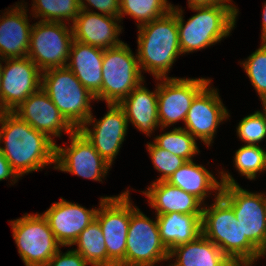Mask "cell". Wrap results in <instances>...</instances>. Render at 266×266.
<instances>
[{
  "label": "cell",
  "mask_w": 266,
  "mask_h": 266,
  "mask_svg": "<svg viewBox=\"0 0 266 266\" xmlns=\"http://www.w3.org/2000/svg\"><path fill=\"white\" fill-rule=\"evenodd\" d=\"M0 145L13 171L22 177L54 163L56 144L14 112H0Z\"/></svg>",
  "instance_id": "6da1fadb"
},
{
  "label": "cell",
  "mask_w": 266,
  "mask_h": 266,
  "mask_svg": "<svg viewBox=\"0 0 266 266\" xmlns=\"http://www.w3.org/2000/svg\"><path fill=\"white\" fill-rule=\"evenodd\" d=\"M176 7L179 44L182 54L212 46L230 35L239 10L232 3L190 7L196 14L184 23L182 8Z\"/></svg>",
  "instance_id": "7a4b0ae2"
},
{
  "label": "cell",
  "mask_w": 266,
  "mask_h": 266,
  "mask_svg": "<svg viewBox=\"0 0 266 266\" xmlns=\"http://www.w3.org/2000/svg\"><path fill=\"white\" fill-rule=\"evenodd\" d=\"M214 203L203 206L202 234L211 240L236 266H252L264 255L247 237H243L233 208L215 194Z\"/></svg>",
  "instance_id": "3957f363"
},
{
  "label": "cell",
  "mask_w": 266,
  "mask_h": 266,
  "mask_svg": "<svg viewBox=\"0 0 266 266\" xmlns=\"http://www.w3.org/2000/svg\"><path fill=\"white\" fill-rule=\"evenodd\" d=\"M138 28L137 59L142 71H148L155 79L168 78L167 73L179 55L176 7L161 18L145 23Z\"/></svg>",
  "instance_id": "277c9868"
},
{
  "label": "cell",
  "mask_w": 266,
  "mask_h": 266,
  "mask_svg": "<svg viewBox=\"0 0 266 266\" xmlns=\"http://www.w3.org/2000/svg\"><path fill=\"white\" fill-rule=\"evenodd\" d=\"M41 88L76 130L92 114L90 103L95 97L67 66L43 71Z\"/></svg>",
  "instance_id": "5b68a950"
},
{
  "label": "cell",
  "mask_w": 266,
  "mask_h": 266,
  "mask_svg": "<svg viewBox=\"0 0 266 266\" xmlns=\"http://www.w3.org/2000/svg\"><path fill=\"white\" fill-rule=\"evenodd\" d=\"M219 173L220 196L233 208L243 237L266 255V195L243 189L226 171Z\"/></svg>",
  "instance_id": "8992f818"
},
{
  "label": "cell",
  "mask_w": 266,
  "mask_h": 266,
  "mask_svg": "<svg viewBox=\"0 0 266 266\" xmlns=\"http://www.w3.org/2000/svg\"><path fill=\"white\" fill-rule=\"evenodd\" d=\"M129 191L118 196L100 198L96 221L104 235L107 248V266H125L126 239L131 214L137 209L130 200Z\"/></svg>",
  "instance_id": "52a82bcc"
},
{
  "label": "cell",
  "mask_w": 266,
  "mask_h": 266,
  "mask_svg": "<svg viewBox=\"0 0 266 266\" xmlns=\"http://www.w3.org/2000/svg\"><path fill=\"white\" fill-rule=\"evenodd\" d=\"M102 101L120 104L141 82L137 55L126 43L104 49L102 61Z\"/></svg>",
  "instance_id": "ba28073f"
},
{
  "label": "cell",
  "mask_w": 266,
  "mask_h": 266,
  "mask_svg": "<svg viewBox=\"0 0 266 266\" xmlns=\"http://www.w3.org/2000/svg\"><path fill=\"white\" fill-rule=\"evenodd\" d=\"M12 235L26 266H45L60 250V244L43 214H25L11 220Z\"/></svg>",
  "instance_id": "9c48e42d"
},
{
  "label": "cell",
  "mask_w": 266,
  "mask_h": 266,
  "mask_svg": "<svg viewBox=\"0 0 266 266\" xmlns=\"http://www.w3.org/2000/svg\"><path fill=\"white\" fill-rule=\"evenodd\" d=\"M72 28L62 22L38 21L33 24L27 56L43 72L66 67L73 42Z\"/></svg>",
  "instance_id": "30bf717a"
},
{
  "label": "cell",
  "mask_w": 266,
  "mask_h": 266,
  "mask_svg": "<svg viewBox=\"0 0 266 266\" xmlns=\"http://www.w3.org/2000/svg\"><path fill=\"white\" fill-rule=\"evenodd\" d=\"M165 260L169 250L161 240L157 218L153 221L137 208L130 217L125 266H156Z\"/></svg>",
  "instance_id": "8fae6325"
},
{
  "label": "cell",
  "mask_w": 266,
  "mask_h": 266,
  "mask_svg": "<svg viewBox=\"0 0 266 266\" xmlns=\"http://www.w3.org/2000/svg\"><path fill=\"white\" fill-rule=\"evenodd\" d=\"M2 61L5 66L1 74L0 112H13L41 88L42 71L28 56Z\"/></svg>",
  "instance_id": "7c38bea8"
},
{
  "label": "cell",
  "mask_w": 266,
  "mask_h": 266,
  "mask_svg": "<svg viewBox=\"0 0 266 266\" xmlns=\"http://www.w3.org/2000/svg\"><path fill=\"white\" fill-rule=\"evenodd\" d=\"M158 119L160 127L174 125L185 121L195 96L209 83L206 78H175L157 79Z\"/></svg>",
  "instance_id": "4fadbf2b"
},
{
  "label": "cell",
  "mask_w": 266,
  "mask_h": 266,
  "mask_svg": "<svg viewBox=\"0 0 266 266\" xmlns=\"http://www.w3.org/2000/svg\"><path fill=\"white\" fill-rule=\"evenodd\" d=\"M69 136V147L64 148L56 144L55 169L101 182L111 165L79 130H75Z\"/></svg>",
  "instance_id": "5bb4252c"
},
{
  "label": "cell",
  "mask_w": 266,
  "mask_h": 266,
  "mask_svg": "<svg viewBox=\"0 0 266 266\" xmlns=\"http://www.w3.org/2000/svg\"><path fill=\"white\" fill-rule=\"evenodd\" d=\"M107 107L109 110L104 117L97 121L92 113L78 130L94 146L101 157L112 165L125 140L128 123L124 109L119 104H107ZM89 125H93V130L88 128Z\"/></svg>",
  "instance_id": "9a60e30c"
},
{
  "label": "cell",
  "mask_w": 266,
  "mask_h": 266,
  "mask_svg": "<svg viewBox=\"0 0 266 266\" xmlns=\"http://www.w3.org/2000/svg\"><path fill=\"white\" fill-rule=\"evenodd\" d=\"M210 83L193 99L183 128L196 140L199 138L207 147L213 143V137L220 123L230 116L219 97L217 88H211Z\"/></svg>",
  "instance_id": "2e32d148"
},
{
  "label": "cell",
  "mask_w": 266,
  "mask_h": 266,
  "mask_svg": "<svg viewBox=\"0 0 266 266\" xmlns=\"http://www.w3.org/2000/svg\"><path fill=\"white\" fill-rule=\"evenodd\" d=\"M13 112L31 127L44 133L55 144L53 136L61 137L63 131L70 135L76 130L42 88L31 94Z\"/></svg>",
  "instance_id": "e0dca14e"
},
{
  "label": "cell",
  "mask_w": 266,
  "mask_h": 266,
  "mask_svg": "<svg viewBox=\"0 0 266 266\" xmlns=\"http://www.w3.org/2000/svg\"><path fill=\"white\" fill-rule=\"evenodd\" d=\"M98 208L86 209L62 197L43 213L61 246H72L79 234L96 219Z\"/></svg>",
  "instance_id": "ac0fdd59"
},
{
  "label": "cell",
  "mask_w": 266,
  "mask_h": 266,
  "mask_svg": "<svg viewBox=\"0 0 266 266\" xmlns=\"http://www.w3.org/2000/svg\"><path fill=\"white\" fill-rule=\"evenodd\" d=\"M120 22L117 17L80 9L71 25L73 39L102 49L119 46L123 43L118 39L123 29Z\"/></svg>",
  "instance_id": "d6986e66"
},
{
  "label": "cell",
  "mask_w": 266,
  "mask_h": 266,
  "mask_svg": "<svg viewBox=\"0 0 266 266\" xmlns=\"http://www.w3.org/2000/svg\"><path fill=\"white\" fill-rule=\"evenodd\" d=\"M25 5L16 3L15 7L0 17V58H23L27 56L30 44V25Z\"/></svg>",
  "instance_id": "ffe728a7"
},
{
  "label": "cell",
  "mask_w": 266,
  "mask_h": 266,
  "mask_svg": "<svg viewBox=\"0 0 266 266\" xmlns=\"http://www.w3.org/2000/svg\"><path fill=\"white\" fill-rule=\"evenodd\" d=\"M103 55L104 49L73 40L67 62V67L96 100H102Z\"/></svg>",
  "instance_id": "44dd1931"
},
{
  "label": "cell",
  "mask_w": 266,
  "mask_h": 266,
  "mask_svg": "<svg viewBox=\"0 0 266 266\" xmlns=\"http://www.w3.org/2000/svg\"><path fill=\"white\" fill-rule=\"evenodd\" d=\"M149 199L151 208H155L156 215L177 212L181 214H202V202L183 191L181 188L171 185L167 181L152 182L144 192Z\"/></svg>",
  "instance_id": "7402d4cb"
},
{
  "label": "cell",
  "mask_w": 266,
  "mask_h": 266,
  "mask_svg": "<svg viewBox=\"0 0 266 266\" xmlns=\"http://www.w3.org/2000/svg\"><path fill=\"white\" fill-rule=\"evenodd\" d=\"M141 82L119 104L126 114L127 123L134 125L139 131L150 136L155 128L160 127L158 119L157 88L150 91Z\"/></svg>",
  "instance_id": "603a6c76"
},
{
  "label": "cell",
  "mask_w": 266,
  "mask_h": 266,
  "mask_svg": "<svg viewBox=\"0 0 266 266\" xmlns=\"http://www.w3.org/2000/svg\"><path fill=\"white\" fill-rule=\"evenodd\" d=\"M169 266H236L211 240L203 234L195 240L178 245L169 251Z\"/></svg>",
  "instance_id": "cb8c5ba5"
},
{
  "label": "cell",
  "mask_w": 266,
  "mask_h": 266,
  "mask_svg": "<svg viewBox=\"0 0 266 266\" xmlns=\"http://www.w3.org/2000/svg\"><path fill=\"white\" fill-rule=\"evenodd\" d=\"M162 242L170 251L174 247L195 240L202 234V214L170 212L156 215Z\"/></svg>",
  "instance_id": "d4e9b609"
},
{
  "label": "cell",
  "mask_w": 266,
  "mask_h": 266,
  "mask_svg": "<svg viewBox=\"0 0 266 266\" xmlns=\"http://www.w3.org/2000/svg\"><path fill=\"white\" fill-rule=\"evenodd\" d=\"M167 182L194 195L203 204L210 192L216 191V194H220L222 188L221 181H218L204 166L196 164L193 160L187 161L178 168Z\"/></svg>",
  "instance_id": "484cf974"
},
{
  "label": "cell",
  "mask_w": 266,
  "mask_h": 266,
  "mask_svg": "<svg viewBox=\"0 0 266 266\" xmlns=\"http://www.w3.org/2000/svg\"><path fill=\"white\" fill-rule=\"evenodd\" d=\"M73 245L77 246L73 250L81 254L90 265L107 266V248L104 235L96 220L79 234Z\"/></svg>",
  "instance_id": "4316f807"
},
{
  "label": "cell",
  "mask_w": 266,
  "mask_h": 266,
  "mask_svg": "<svg viewBox=\"0 0 266 266\" xmlns=\"http://www.w3.org/2000/svg\"><path fill=\"white\" fill-rule=\"evenodd\" d=\"M172 10L167 0H120V19L129 15L133 17L137 27L161 18Z\"/></svg>",
  "instance_id": "83f0119b"
},
{
  "label": "cell",
  "mask_w": 266,
  "mask_h": 266,
  "mask_svg": "<svg viewBox=\"0 0 266 266\" xmlns=\"http://www.w3.org/2000/svg\"><path fill=\"white\" fill-rule=\"evenodd\" d=\"M34 18H42L39 21L44 22H62L73 21L80 12L78 0H33ZM65 19V20H64Z\"/></svg>",
  "instance_id": "f1b7e54d"
},
{
  "label": "cell",
  "mask_w": 266,
  "mask_h": 266,
  "mask_svg": "<svg viewBox=\"0 0 266 266\" xmlns=\"http://www.w3.org/2000/svg\"><path fill=\"white\" fill-rule=\"evenodd\" d=\"M153 141L158 147L182 157L186 161L193 160L194 155L196 156L200 152L196 139L182 127H175L172 131L158 135Z\"/></svg>",
  "instance_id": "f546056e"
},
{
  "label": "cell",
  "mask_w": 266,
  "mask_h": 266,
  "mask_svg": "<svg viewBox=\"0 0 266 266\" xmlns=\"http://www.w3.org/2000/svg\"><path fill=\"white\" fill-rule=\"evenodd\" d=\"M236 170L247 179H256L257 173L266 171V151L260 145L241 146L235 153Z\"/></svg>",
  "instance_id": "4dcf8cb0"
},
{
  "label": "cell",
  "mask_w": 266,
  "mask_h": 266,
  "mask_svg": "<svg viewBox=\"0 0 266 266\" xmlns=\"http://www.w3.org/2000/svg\"><path fill=\"white\" fill-rule=\"evenodd\" d=\"M240 64L263 105L266 102V45L261 42V46Z\"/></svg>",
  "instance_id": "1f68e13d"
},
{
  "label": "cell",
  "mask_w": 266,
  "mask_h": 266,
  "mask_svg": "<svg viewBox=\"0 0 266 266\" xmlns=\"http://www.w3.org/2000/svg\"><path fill=\"white\" fill-rule=\"evenodd\" d=\"M236 128L239 139L247 145H258L266 138V108L245 116Z\"/></svg>",
  "instance_id": "d6a6232c"
},
{
  "label": "cell",
  "mask_w": 266,
  "mask_h": 266,
  "mask_svg": "<svg viewBox=\"0 0 266 266\" xmlns=\"http://www.w3.org/2000/svg\"><path fill=\"white\" fill-rule=\"evenodd\" d=\"M146 149L149 151L154 168L161 174L154 182L167 181L178 168L187 162L184 158L158 147L154 142L147 143Z\"/></svg>",
  "instance_id": "836d02e7"
},
{
  "label": "cell",
  "mask_w": 266,
  "mask_h": 266,
  "mask_svg": "<svg viewBox=\"0 0 266 266\" xmlns=\"http://www.w3.org/2000/svg\"><path fill=\"white\" fill-rule=\"evenodd\" d=\"M80 9L90 12L89 6L99 10L102 14L120 18V0H78ZM87 1V4L85 3Z\"/></svg>",
  "instance_id": "e575fe53"
},
{
  "label": "cell",
  "mask_w": 266,
  "mask_h": 266,
  "mask_svg": "<svg viewBox=\"0 0 266 266\" xmlns=\"http://www.w3.org/2000/svg\"><path fill=\"white\" fill-rule=\"evenodd\" d=\"M88 264L81 254L71 249L65 253L59 250L45 266H88Z\"/></svg>",
  "instance_id": "d590c367"
},
{
  "label": "cell",
  "mask_w": 266,
  "mask_h": 266,
  "mask_svg": "<svg viewBox=\"0 0 266 266\" xmlns=\"http://www.w3.org/2000/svg\"><path fill=\"white\" fill-rule=\"evenodd\" d=\"M12 178L11 181L16 183L18 181V175L11 168L10 163L3 156V153L0 150V181Z\"/></svg>",
  "instance_id": "8d00e7d4"
},
{
  "label": "cell",
  "mask_w": 266,
  "mask_h": 266,
  "mask_svg": "<svg viewBox=\"0 0 266 266\" xmlns=\"http://www.w3.org/2000/svg\"><path fill=\"white\" fill-rule=\"evenodd\" d=\"M232 0H188V7L209 6L214 3H231Z\"/></svg>",
  "instance_id": "74e56055"
},
{
  "label": "cell",
  "mask_w": 266,
  "mask_h": 266,
  "mask_svg": "<svg viewBox=\"0 0 266 266\" xmlns=\"http://www.w3.org/2000/svg\"><path fill=\"white\" fill-rule=\"evenodd\" d=\"M266 34V2H264L263 5V12H262V36L261 38Z\"/></svg>",
  "instance_id": "f35d334b"
},
{
  "label": "cell",
  "mask_w": 266,
  "mask_h": 266,
  "mask_svg": "<svg viewBox=\"0 0 266 266\" xmlns=\"http://www.w3.org/2000/svg\"><path fill=\"white\" fill-rule=\"evenodd\" d=\"M1 60H3V59L0 58V84H1V74H2V68H3L2 61Z\"/></svg>",
  "instance_id": "ab89813d"
},
{
  "label": "cell",
  "mask_w": 266,
  "mask_h": 266,
  "mask_svg": "<svg viewBox=\"0 0 266 266\" xmlns=\"http://www.w3.org/2000/svg\"><path fill=\"white\" fill-rule=\"evenodd\" d=\"M262 43L266 45V34L262 37Z\"/></svg>",
  "instance_id": "60d3db41"
}]
</instances>
